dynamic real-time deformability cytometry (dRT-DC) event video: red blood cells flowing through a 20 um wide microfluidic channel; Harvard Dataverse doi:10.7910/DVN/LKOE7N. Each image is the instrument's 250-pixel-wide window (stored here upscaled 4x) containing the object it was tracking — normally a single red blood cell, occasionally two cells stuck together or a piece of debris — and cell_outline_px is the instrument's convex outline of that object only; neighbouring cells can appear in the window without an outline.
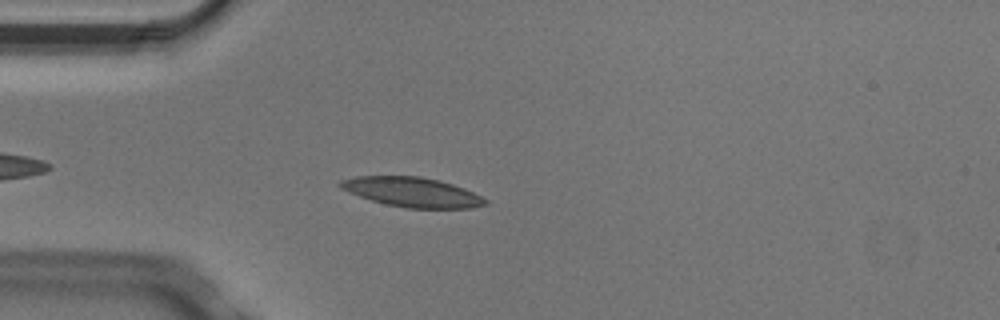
{"species": "Egyptian fruit bat (a non-hibernating species)", "species_latin": "Rousettus aegyptiacus", "temperature_condition": "cold", "stored_images_in_passage": 4, "camera_frame_rate_fps": 3000, "um_per_image_px": 0.085, "animal": {"sex": "male"}, "frame": {"image": 1, "passage_image": 3, "time_ms": 0.667, "image_size_px": [1000, 320], "cell_outline_px": [[488, 204], [472, 208], [408, 208], [384, 204], [348, 192], [340, 188], [336, 184], [340, 180], [356, 176], [420, 176], [440, 180], [464, 188], [488, 200]], "centroid_in_image_um": [35.01, 16.32], "position_along_channel_um": 50.0, "area_um2": 25.09}}